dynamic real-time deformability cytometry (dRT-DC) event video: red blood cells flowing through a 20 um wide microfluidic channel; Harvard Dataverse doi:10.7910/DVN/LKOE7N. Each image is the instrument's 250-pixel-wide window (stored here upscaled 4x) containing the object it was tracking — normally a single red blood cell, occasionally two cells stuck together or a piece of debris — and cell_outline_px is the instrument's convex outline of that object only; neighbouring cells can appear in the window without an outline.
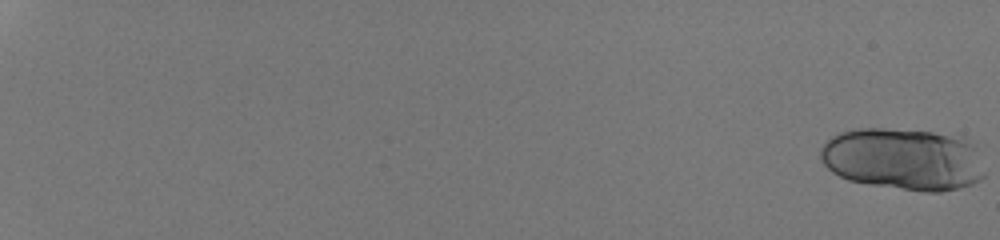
{"species": "human", "species_latin": "Homo sapiens", "temperature_condition": "room temperature", "stored_images_in_passage": 36, "camera_frame_rate_fps": 3000, "um_per_image_px": 0.085, "donor": {"sex": "male"}, "frame": {"image": 1, "passage_image": 1, "time_ms": 0.0, "image_size_px": [1000, 240], "cell_outline_px": [[984, 176], [980, 180], [972, 184], [960, 188], [940, 192], [924, 192], [868, 184], [848, 180], [832, 172], [820, 160], [820, 148], [832, 136], [840, 132], [856, 128], [884, 128], [932, 132], [964, 136], [976, 144], [984, 172]], "centroid_in_image_um": [76.81, 13.52], "position_along_channel_um": 8.2, "area_um2": 60.23}}
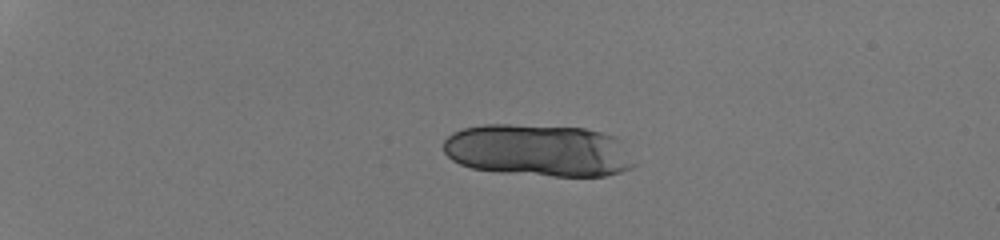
{"frame": {"image": 2, "passage_image": 16, "time_ms": 5.0, "image_size_px": [1000, 240], "cell_outline_px": [[636, 164], [632, 168], [620, 172], [604, 176], [552, 176], [500, 172], [472, 168], [460, 164], [452, 160], [444, 152], [444, 140], [452, 132], [464, 128], [484, 124], [508, 124], [584, 128], [616, 136], [620, 140]], "centroid_in_image_um": [45.76, 12.78], "position_along_channel_um": 39.2, "area_um2": 58.2}}
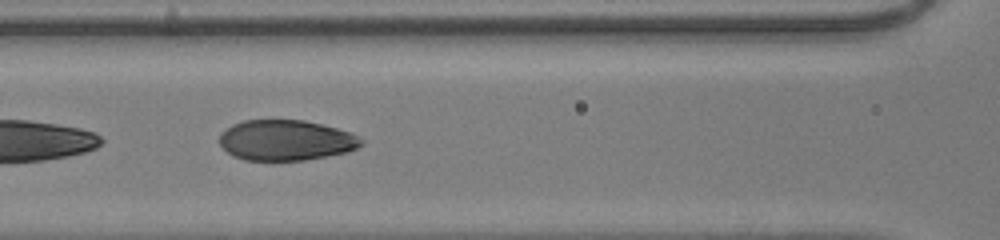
{"frame": {"image": 3, "passage_image": 31, "time_ms": 10.0, "image_size_px": [1000, 240], "cell_outline_px": [[364, 144], [348, 152], [304, 160], [244, 160], [232, 156], [216, 140], [220, 132], [232, 124], [244, 120], [304, 120], [352, 132], [364, 140]], "centroid_in_image_um": [24.28, 11.92], "position_along_channel_um": 142.3, "area_um2": 33.76}}